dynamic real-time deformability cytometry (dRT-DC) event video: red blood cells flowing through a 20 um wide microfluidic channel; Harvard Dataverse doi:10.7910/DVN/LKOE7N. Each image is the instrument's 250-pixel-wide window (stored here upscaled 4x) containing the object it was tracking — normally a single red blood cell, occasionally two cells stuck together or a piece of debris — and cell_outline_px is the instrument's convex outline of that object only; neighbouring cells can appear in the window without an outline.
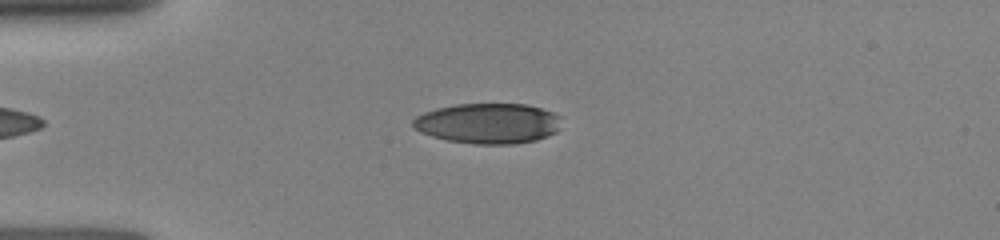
{"species": "human", "species_latin": "Homo sapiens", "temperature_condition": "room temperature", "stored_images_in_passage": 24, "camera_frame_rate_fps": 3000, "um_per_image_px": 0.085, "donor": {"sex": "female"}, "frame": {"image": 1, "passage_image": 5, "time_ms": 2.0, "image_size_px": [1000, 240], "cell_outline_px": [[560, 128], [556, 132], [548, 136], [536, 140], [512, 144], [476, 144], [448, 140], [432, 136], [420, 132], [412, 124], [412, 120], [416, 116], [424, 112], [436, 108], [456, 104], [528, 104], [552, 112], [560, 116]], "centroid_in_image_um": [41.5, 10.48], "position_along_channel_um": 43.5, "area_um2": 34.97}}
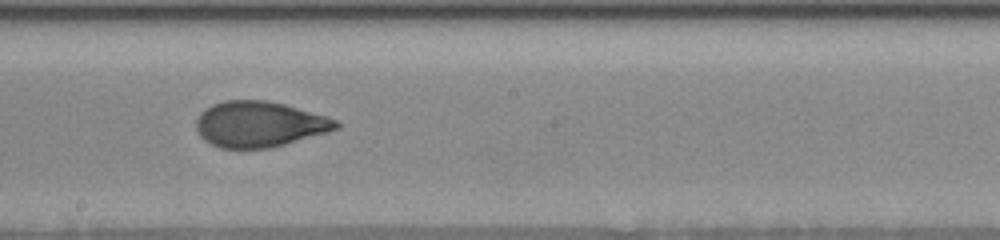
{"frame": {"image": 2, "passage_image": 14, "time_ms": 7.0, "image_size_px": [1000, 240], "cell_outline_px": [[340, 128], [328, 132], [284, 144], [268, 148], [220, 148], [204, 140], [200, 136], [196, 128], [196, 120], [200, 112], [204, 108], [212, 104], [224, 100], [268, 100], [284, 104], [328, 116], [336, 120], [340, 124]], "centroid_in_image_um": [22.03, 10.54], "position_along_channel_um": 226.2, "area_um2": 37.4}}
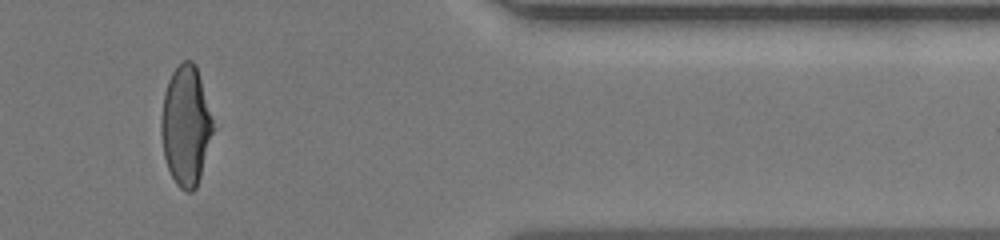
{"frame": {"image": 3, "passage_image": 22, "time_ms": 11.667, "image_size_px": [1000, 240], "cell_outline_px": [[212, 132], [200, 176], [196, 188], [192, 192], [184, 192], [176, 184], [168, 168], [164, 156], [160, 132], [160, 116], [164, 92], [168, 80], [172, 72], [184, 60], [192, 60], [196, 64], [212, 120]], "centroid_in_image_um": [15.75, 10.68], "position_along_channel_um": 395.6, "area_um2": 35.78}}